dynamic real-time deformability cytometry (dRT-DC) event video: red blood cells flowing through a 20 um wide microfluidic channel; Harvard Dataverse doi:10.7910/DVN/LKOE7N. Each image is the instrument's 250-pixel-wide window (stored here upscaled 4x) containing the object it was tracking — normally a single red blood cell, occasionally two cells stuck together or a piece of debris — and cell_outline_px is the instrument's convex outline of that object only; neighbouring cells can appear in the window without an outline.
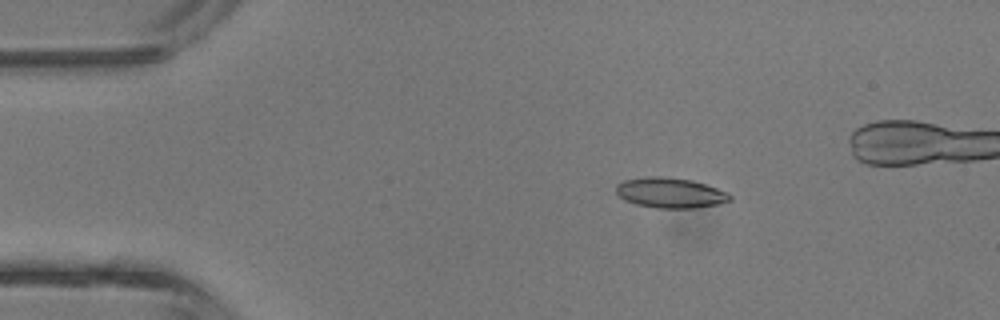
{"species": "common noctule bat (a hibernating species)", "species_latin": "Nyctalus noctula", "temperature_condition": "room temperature", "stored_images_in_passage": 3, "camera_frame_rate_fps": 3000, "um_per_image_px": 0.085, "animal": {"sex": "male", "body_mass_g": 13.3}, "frame": {"image": 1, "passage_image": 1, "time_ms": 0.0, "image_size_px": [1000, 320], "cell_outline_px": [[732, 200], [720, 204], [696, 208], [656, 208], [636, 204], [624, 200], [616, 192], [616, 184], [624, 180], [652, 176], [660, 176], [692, 180], [728, 192], [732, 196]], "centroid_in_image_um": [56.99, 16.4], "position_along_channel_um": 28.0, "area_um2": 20.11}}